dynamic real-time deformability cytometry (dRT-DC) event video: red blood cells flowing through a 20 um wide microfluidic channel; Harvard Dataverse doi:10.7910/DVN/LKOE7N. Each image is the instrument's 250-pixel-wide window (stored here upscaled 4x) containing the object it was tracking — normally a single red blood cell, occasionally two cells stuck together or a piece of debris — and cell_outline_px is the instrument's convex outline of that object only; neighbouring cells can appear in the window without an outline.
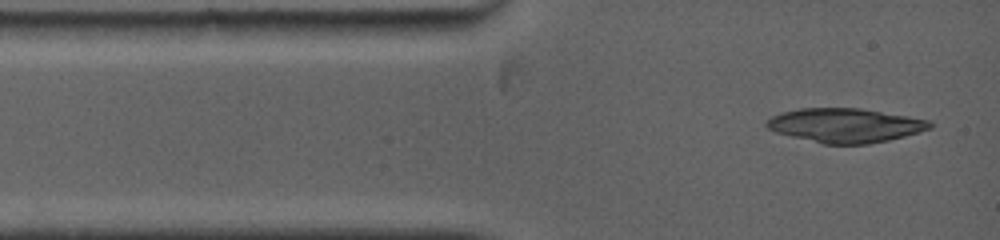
{"species": "common noctule bat (a hibernating species)", "species_latin": "Nyctalus noctula", "temperature_condition": "warm", "stored_images_in_passage": 1, "camera_frame_rate_fps": 5000, "um_per_image_px": 0.085, "animal": {"sex": "female", "body_mass_g": 19.0, "forearm_length_mm": 53.3}, "frame": {"image": 1, "passage_image": 1, "time_ms": 0.0, "image_size_px": [1000, 240], "cell_outline_px": [[932, 128], [920, 132], [888, 140], [868, 144], [824, 144], [776, 132], [768, 128], [764, 124], [772, 116], [780, 112], [800, 108], [860, 108], [932, 120]], "centroid_in_image_um": [71.87, 10.65], "position_along_channel_um": 13.1, "area_um2": 32.48}}